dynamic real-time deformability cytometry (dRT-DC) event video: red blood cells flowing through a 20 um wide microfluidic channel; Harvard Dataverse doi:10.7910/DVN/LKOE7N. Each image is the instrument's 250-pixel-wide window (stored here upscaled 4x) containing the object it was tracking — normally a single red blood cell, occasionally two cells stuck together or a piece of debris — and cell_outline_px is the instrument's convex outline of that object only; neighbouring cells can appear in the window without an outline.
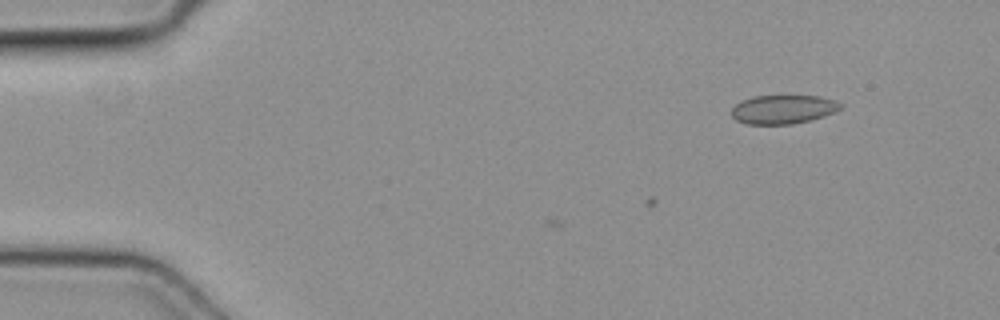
{"species": "common noctule bat (a hibernating species)", "species_latin": "Nyctalus noctula", "temperature_condition": "cold", "stored_images_in_passage": 4, "camera_frame_rate_fps": 3000, "um_per_image_px": 0.085, "animal": {"sex": "female", "body_mass_g": 19.3, "forearm_length_mm": 54.1}, "frame": {"image": 1, "passage_image": 1, "time_ms": 0.0, "image_size_px": [1000, 320], "cell_outline_px": [[844, 104], [836, 112], [824, 116], [792, 124], [748, 124], [736, 120], [732, 116], [732, 108], [740, 100], [752, 96], [820, 96], [836, 100]], "centroid_in_image_um": [66.58, 9.28], "position_along_channel_um": 18.4, "area_um2": 18.38}}